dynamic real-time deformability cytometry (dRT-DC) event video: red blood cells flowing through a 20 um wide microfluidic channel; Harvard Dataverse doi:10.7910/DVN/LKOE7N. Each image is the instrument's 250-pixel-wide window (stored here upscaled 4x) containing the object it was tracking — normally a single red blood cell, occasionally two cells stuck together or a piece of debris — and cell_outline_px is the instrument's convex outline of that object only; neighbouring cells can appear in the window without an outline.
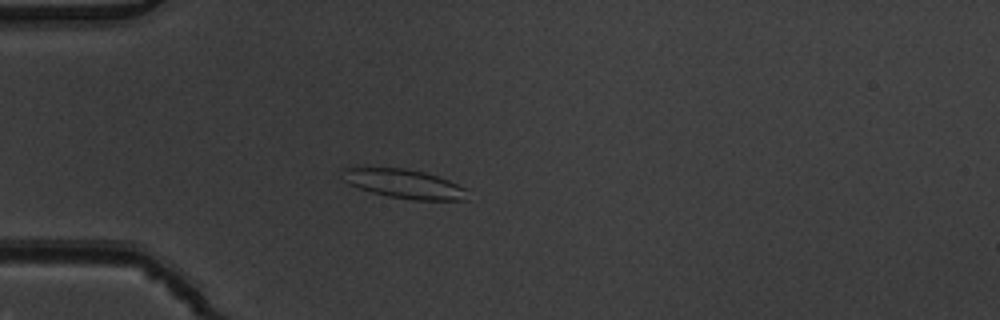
{"species": "common noctule bat (a hibernating species)", "species_latin": "Nyctalus noctula", "temperature_condition": "warm", "stored_images_in_passage": 5, "camera_frame_rate_fps": 3000, "um_per_image_px": 0.085, "animal": {"sex": "male", "body_mass_g": 19.5, "forearm_length_mm": 54.6}, "frame": {"image": 1, "passage_image": 4, "time_ms": 1.0, "image_size_px": [1000, 320], "cell_outline_px": [[468, 200], [416, 200], [388, 196], [372, 192], [348, 184], [344, 180], [340, 168], [404, 168], [424, 172], [448, 180], [464, 188]], "centroid_in_image_um": [34.32, 15.62], "position_along_channel_um": 50.7, "area_um2": 20.87}}